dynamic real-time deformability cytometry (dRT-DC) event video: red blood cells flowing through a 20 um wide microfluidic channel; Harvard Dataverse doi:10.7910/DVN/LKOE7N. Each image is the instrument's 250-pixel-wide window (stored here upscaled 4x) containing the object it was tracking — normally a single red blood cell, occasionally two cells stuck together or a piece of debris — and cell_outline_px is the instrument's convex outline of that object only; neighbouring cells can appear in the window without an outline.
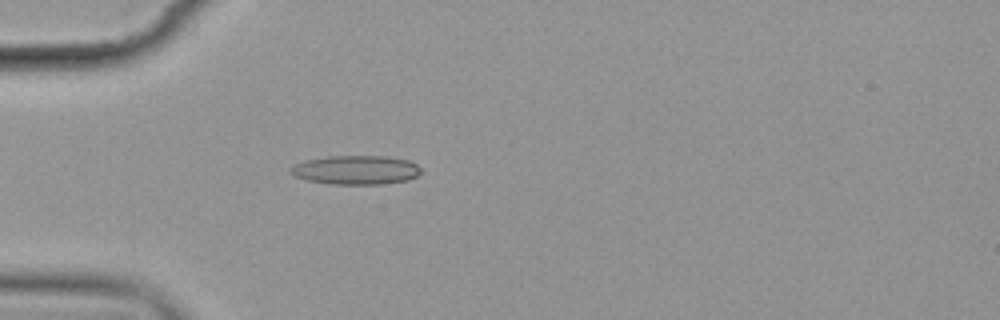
{"species": "common noctule bat (a hibernating species)", "species_latin": "Nyctalus noctula", "temperature_condition": "cold", "stored_images_in_passage": 6, "camera_frame_rate_fps": 3000, "um_per_image_px": 0.085, "animal": {"sex": "female", "body_mass_g": 19.9}, "frame": {"image": 1, "passage_image": 6, "time_ms": 5.667, "image_size_px": [1000, 320], "cell_outline_px": [[420, 172], [416, 176], [408, 180], [380, 184], [332, 184], [304, 180], [292, 176], [288, 172], [288, 168], [292, 164], [308, 160], [328, 156], [388, 156], [408, 160], [416, 164], [420, 168]], "centroid_in_image_um": [30.18, 14.45], "position_along_channel_um": 54.8, "area_um2": 22.25}}